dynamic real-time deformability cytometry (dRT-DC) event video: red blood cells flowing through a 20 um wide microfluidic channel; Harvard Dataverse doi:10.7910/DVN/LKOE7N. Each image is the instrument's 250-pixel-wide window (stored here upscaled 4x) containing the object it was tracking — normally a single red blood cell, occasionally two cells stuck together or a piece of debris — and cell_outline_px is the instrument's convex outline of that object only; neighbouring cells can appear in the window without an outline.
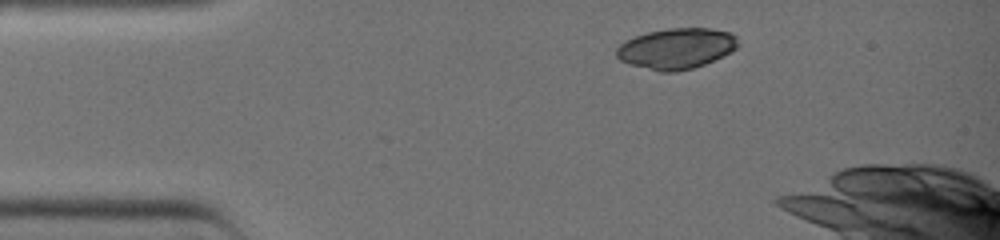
{"species": "common noctule bat (a hibernating species)", "species_latin": "Nyctalus noctula", "temperature_condition": "warm", "stored_images_in_passage": 29, "camera_frame_rate_fps": 3000, "um_per_image_px": 0.085, "animal": {"sex": "female", "body_mass_g": 19.0, "forearm_length_mm": 51.5}, "frame": {"image": 1, "passage_image": 1, "time_ms": 0.0, "image_size_px": [1000, 240], "cell_outline_px": [[740, 44], [732, 52], [724, 56], [704, 64], [692, 68], [676, 72], [660, 72], [628, 64], [620, 60], [616, 56], [616, 48], [624, 40], [648, 32], [668, 28], [712, 28], [732, 32], [736, 36]], "centroid_in_image_um": [57.51, 4.12], "position_along_channel_um": 27.5, "area_um2": 29.19}}
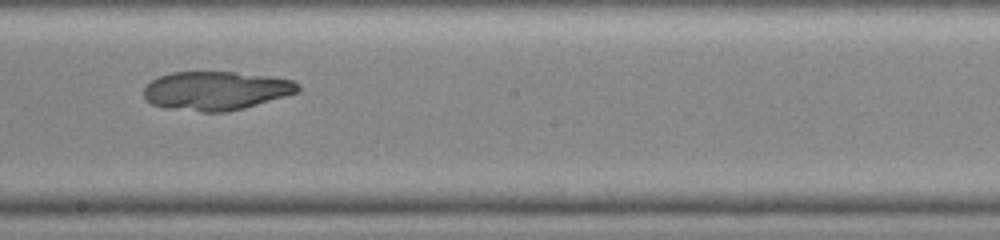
{"frame": {"image": 2, "passage_image": 17, "time_ms": 5.333, "image_size_px": [1000, 240], "cell_outline_px": [[300, 92], [244, 108], [228, 112], [204, 112], [172, 108], [152, 104], [144, 96], [144, 88], [152, 80], [160, 76], [172, 72], [236, 72], [272, 76], [292, 80], [300, 84]], "centroid_in_image_um": [18.42, 7.7], "position_along_channel_um": 229.8, "area_um2": 34.8}}
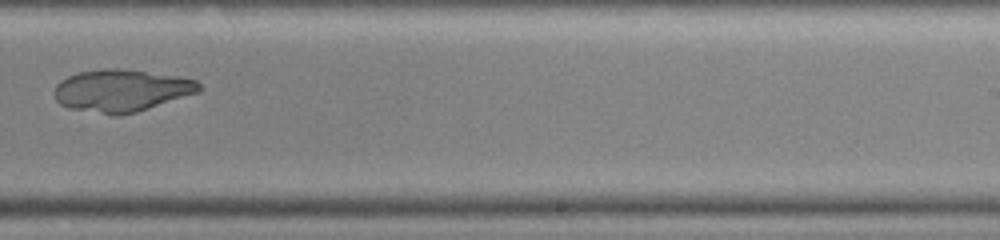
{"frame": {"image": 3, "passage_image": 20, "time_ms": 6.333, "image_size_px": [1000, 240], "cell_outline_px": [[200, 92], [136, 112], [120, 116], [112, 116], [68, 108], [60, 104], [56, 100], [56, 84], [60, 80], [68, 76], [80, 72], [104, 68], [120, 68], [180, 76], [196, 80], [200, 84]], "centroid_in_image_um": [10.33, 7.7], "position_along_channel_um": 278.7, "area_um2": 35.84}}